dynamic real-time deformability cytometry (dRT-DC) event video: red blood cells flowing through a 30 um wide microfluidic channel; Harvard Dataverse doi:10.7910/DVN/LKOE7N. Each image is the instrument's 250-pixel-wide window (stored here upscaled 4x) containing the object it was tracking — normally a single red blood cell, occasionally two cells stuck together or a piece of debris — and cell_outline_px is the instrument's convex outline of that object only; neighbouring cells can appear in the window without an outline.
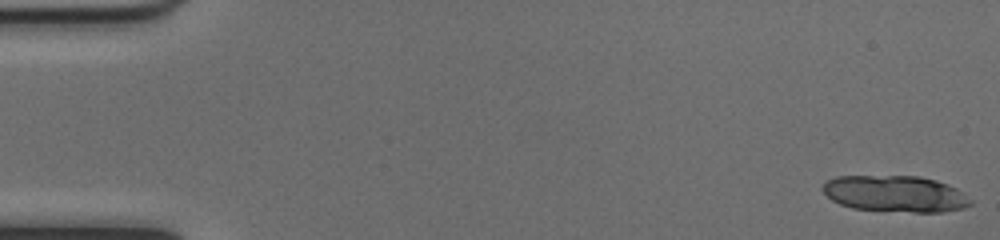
{"species": "common noctule bat (a hibernating species)", "species_latin": "Nyctalus noctula", "temperature_condition": "cold", "stored_images_in_passage": 52, "camera_frame_rate_fps": 3000, "um_per_image_px": 0.085, "animal": {"sex": "female", "body_mass_g": 17.0, "forearm_length_mm": 48.0}, "frame": {"image": 1, "passage_image": 1, "time_ms": 0.0, "image_size_px": [1000, 240], "cell_outline_px": [[972, 204], [964, 208], [944, 212], [916, 212], [852, 208], [840, 204], [832, 200], [820, 188], [828, 180], [836, 176], [920, 176], [936, 180], [948, 184], [956, 188], [972, 200]], "centroid_in_image_um": [76.11, 16.47], "position_along_channel_um": 8.9, "area_um2": 31.33}}
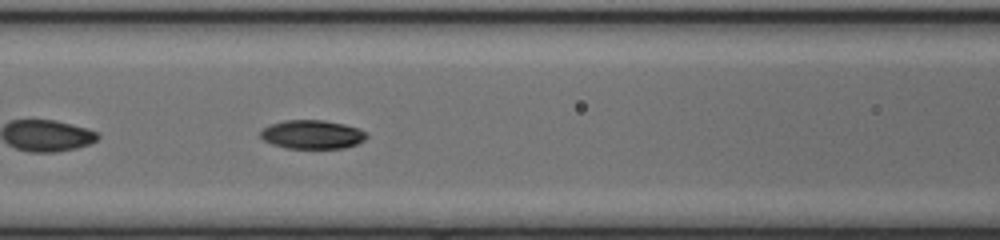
{"frame": {"image": 2, "passage_image": 23, "time_ms": 7.333, "image_size_px": [1000, 240], "cell_outline_px": [[368, 136], [364, 140], [356, 144], [344, 148], [284, 148], [272, 144], [264, 140], [260, 136], [260, 132], [268, 124], [284, 120], [324, 120], [344, 124], [368, 132]], "centroid_in_image_um": [26.52, 11.43], "position_along_channel_um": 140.1, "area_um2": 17.86}}
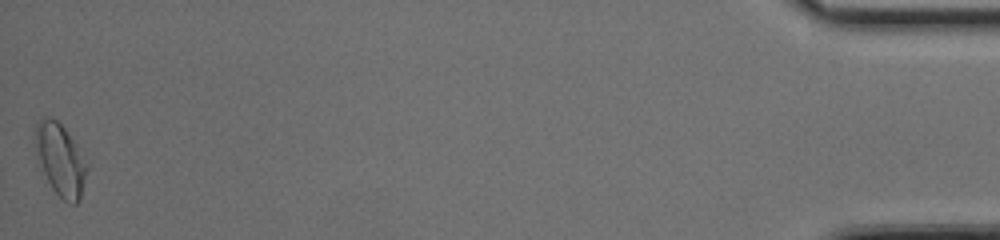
{"frame": {"image": 3, "passage_image": 52, "time_ms": 17.0, "image_size_px": [1000, 240], "cell_outline_px": [[88, 168], [80, 200], [76, 204], [68, 204], [52, 188], [36, 164], [36, 124], [40, 116], [48, 116], [56, 120], [64, 128], [76, 144], [88, 164]], "centroid_in_image_um": [5.12, 13.59], "position_along_channel_um": 430.1, "area_um2": 21.96}, "authors_computed_cell_mechanics": {"area_um2": 18.4382, "velocity_mm_per_s": 4.0298, "shape_relaxation_time_tau1_ms": 5.994, "shape_relaxation_time_tau2_ms": 5.3671, "deformation_change_tau1": 0.1489, "deformation_change_tau2": 0.0684}}